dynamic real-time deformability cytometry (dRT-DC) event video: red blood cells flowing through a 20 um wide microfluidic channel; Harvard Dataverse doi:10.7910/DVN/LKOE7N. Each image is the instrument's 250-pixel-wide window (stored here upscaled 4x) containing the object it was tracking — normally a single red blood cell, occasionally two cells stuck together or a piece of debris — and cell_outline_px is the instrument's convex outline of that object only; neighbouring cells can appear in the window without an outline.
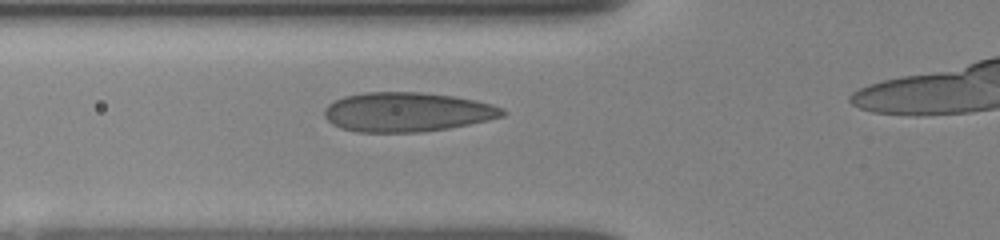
{"species": "human", "species_latin": "Homo sapiens", "temperature_condition": "room temperature", "stored_images_in_passage": 13, "camera_frame_rate_fps": 3000, "um_per_image_px": 0.085, "donor": {"sex": "female"}, "frame": {"image": 1, "passage_image": 8, "time_ms": 3.333, "image_size_px": [1000, 240], "cell_outline_px": [[508, 112], [504, 116], [488, 120], [448, 128], [420, 132], [356, 132], [340, 128], [332, 124], [324, 116], [324, 108], [328, 104], [344, 96], [364, 92], [420, 92], [452, 96], [476, 100], [492, 104], [504, 108]], "centroid_in_image_um": [34.6, 9.52], "position_along_channel_um": 91.2, "area_um2": 41.04}}
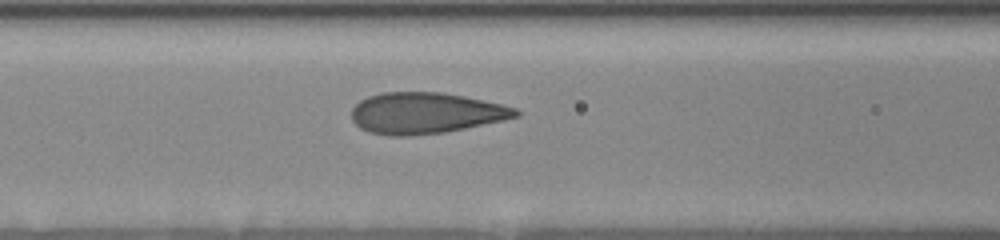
{"frame": {"image": 2, "passage_image": 10, "time_ms": 4.333, "image_size_px": [1000, 240], "cell_outline_px": [[520, 116], [504, 120], [444, 132], [412, 136], [388, 136], [368, 132], [360, 128], [352, 120], [352, 108], [360, 100], [368, 96], [384, 92], [440, 92], [464, 96], [500, 104], [516, 108], [520, 112]], "centroid_in_image_um": [36.15, 9.62], "position_along_channel_um": 130.5, "area_um2": 39.36}}